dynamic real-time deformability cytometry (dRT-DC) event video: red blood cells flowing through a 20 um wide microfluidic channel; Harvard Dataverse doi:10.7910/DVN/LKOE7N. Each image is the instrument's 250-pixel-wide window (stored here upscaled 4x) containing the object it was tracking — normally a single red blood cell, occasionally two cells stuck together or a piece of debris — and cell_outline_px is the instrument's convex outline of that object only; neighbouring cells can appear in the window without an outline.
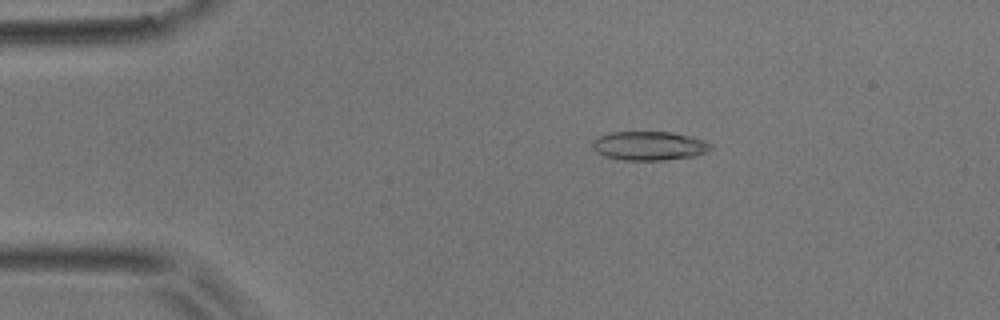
{"species": "common noctule bat (a hibernating species)", "species_latin": "Nyctalus noctula", "temperature_condition": "room temperature", "stored_images_in_passage": 51, "camera_frame_rate_fps": 3000, "um_per_image_px": 0.085, "animal": {"sex": "male", "body_mass_g": 17.9}, "frame": {"image": 1, "passage_image": 9, "time_ms": 2.667, "image_size_px": [1000, 320], "cell_outline_px": [[712, 148], [708, 152], [696, 156], [664, 160], [624, 160], [604, 156], [596, 152], [592, 148], [592, 140], [608, 132], [672, 132], [704, 140], [712, 144]], "centroid_in_image_um": [55.18, 12.4], "position_along_channel_um": 29.8, "area_um2": 20.11}}
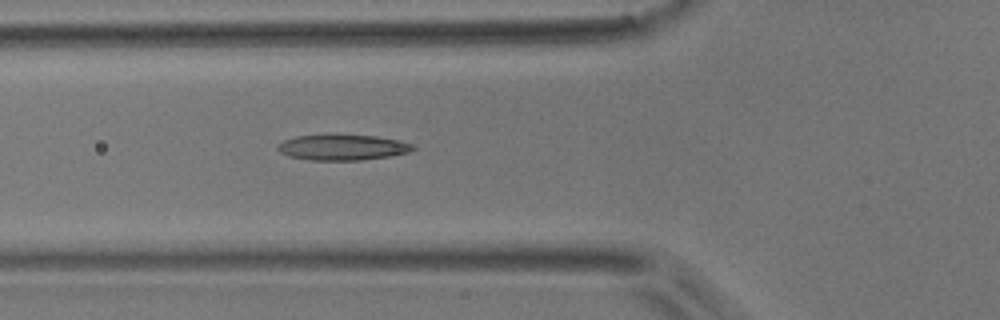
{"frame": {"image": 2, "passage_image": 18, "time_ms": 5.667, "image_size_px": [1000, 320], "cell_outline_px": [[416, 148], [408, 152], [388, 156], [360, 160], [312, 160], [288, 156], [280, 152], [276, 148], [276, 144], [284, 140], [296, 136], [376, 136], [400, 140], [412, 144]], "centroid_in_image_um": [29.1, 12.54], "position_along_channel_um": 96.7, "area_um2": 19.77}}
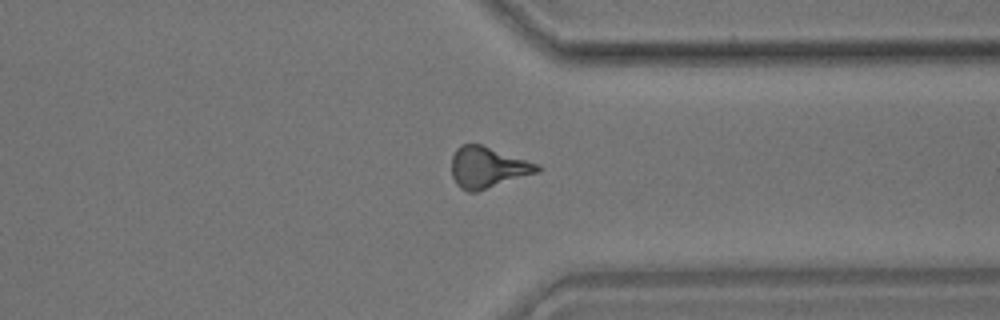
{"frame": {"image": 3, "passage_image": 39, "time_ms": 12.667, "image_size_px": [1000, 320], "cell_outline_px": [[540, 172], [476, 192], [468, 192], [460, 188], [456, 184], [452, 176], [452, 156], [456, 148], [460, 144], [480, 144], [540, 164]], "centroid_in_image_um": [41.45, 14.23], "position_along_channel_um": 369.9, "area_um2": 20.63}, "authors_computed_cell_mechanics": {"area_um2": 19.7676, "velocity_mm_per_s": 3.9186, "shape_relaxation_time_tau1_ms": 7.2431, "shape_relaxation_time_tau2_ms": 1.6853, "deformation_change_tau1": 0.203, "deformation_change_tau2": 0.1077}}